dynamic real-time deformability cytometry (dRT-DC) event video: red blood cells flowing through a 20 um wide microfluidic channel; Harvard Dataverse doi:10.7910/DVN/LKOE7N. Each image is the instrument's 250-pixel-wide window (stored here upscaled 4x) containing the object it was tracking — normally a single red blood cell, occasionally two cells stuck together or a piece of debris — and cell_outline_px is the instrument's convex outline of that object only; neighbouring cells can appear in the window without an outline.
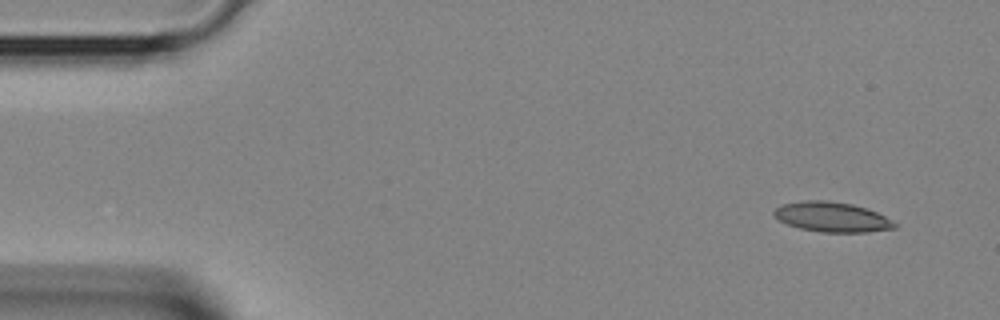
{"species": "Egyptian fruit bat (a non-hibernating species)", "species_latin": "Rousettus aegyptiacus", "temperature_condition": "room temperature", "stored_images_in_passage": 3, "segment_of_instrument_passage": [2, 2], "camera_frame_rate_fps": 3000, "um_per_image_px": 0.085, "animal": {"sex": "female"}, "frame": {"image": 1, "passage_image": 3, "time_ms": 0.667, "image_size_px": [1000, 320], "cell_outline_px": [[896, 228], [868, 232], [820, 232], [800, 228], [788, 224], [780, 220], [772, 212], [780, 204], [804, 200], [828, 200], [852, 204], [876, 212], [884, 216], [896, 224]], "centroid_in_image_um": [70.69, 18.44], "position_along_channel_um": 14.3, "area_um2": 20.87}}